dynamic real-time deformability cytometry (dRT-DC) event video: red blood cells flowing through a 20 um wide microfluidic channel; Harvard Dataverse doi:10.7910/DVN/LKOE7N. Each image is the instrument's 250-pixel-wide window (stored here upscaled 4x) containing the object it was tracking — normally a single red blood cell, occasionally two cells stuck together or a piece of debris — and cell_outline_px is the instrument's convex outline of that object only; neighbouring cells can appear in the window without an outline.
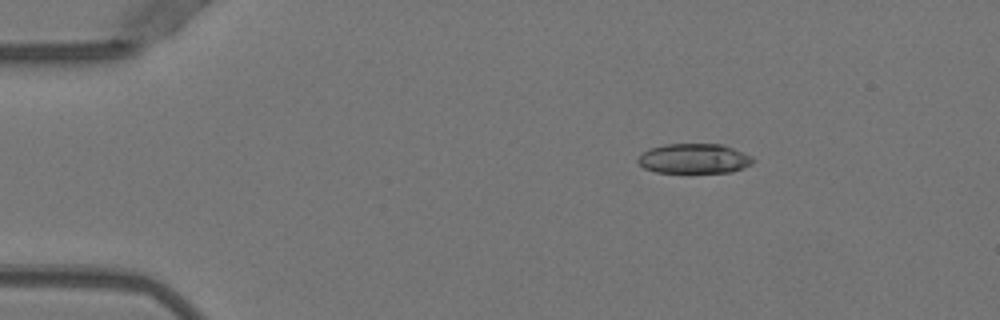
{"species": "Egyptian fruit bat (a non-hibernating species)", "species_latin": "Rousettus aegyptiacus", "temperature_condition": "warm", "stored_images_in_passage": 52, "camera_frame_rate_fps": 3000, "um_per_image_px": 0.085, "animal": {"sex": "female"}, "frame": {"image": 1, "passage_image": 9, "time_ms": 2.667, "image_size_px": [1000, 320], "cell_outline_px": [[756, 160], [752, 164], [744, 168], [732, 172], [656, 172], [644, 168], [636, 160], [648, 148], [664, 144], [720, 144], [732, 148], [752, 156]], "centroid_in_image_um": [59.01, 13.48], "position_along_channel_um": 26.0, "area_um2": 20.0}}
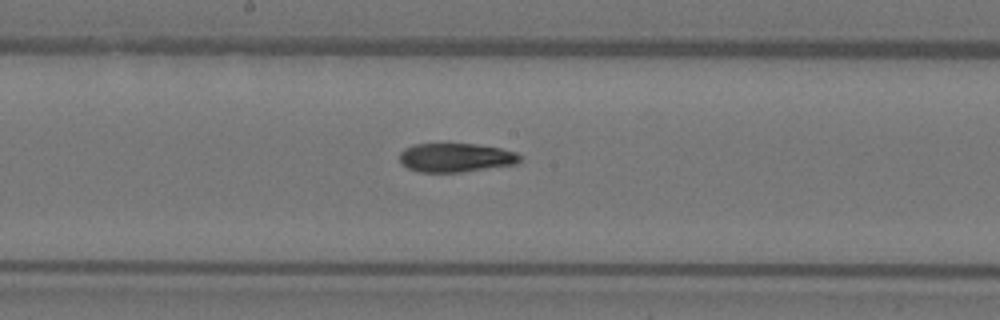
{"frame": {"image": 2, "passage_image": 28, "time_ms": 9.0, "image_size_px": [1000, 320], "cell_outline_px": [[524, 156], [516, 164], [460, 172], [420, 172], [408, 168], [400, 164], [400, 152], [404, 148], [412, 144], [476, 144], [500, 148], [516, 152]], "centroid_in_image_um": [38.73, 13.39], "position_along_channel_um": 209.5, "area_um2": 20.35}}
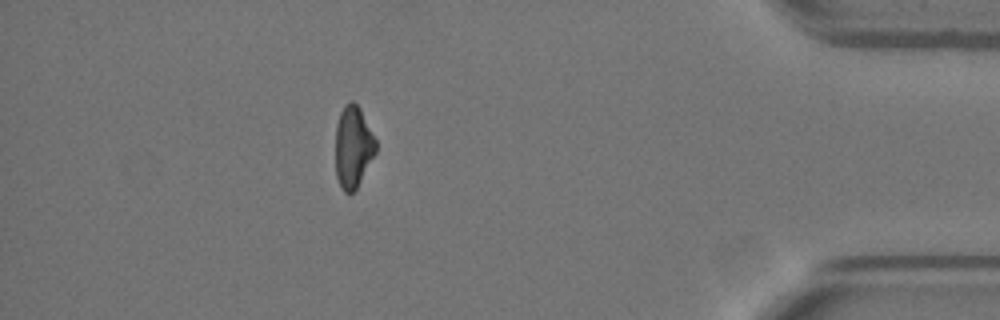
{"frame": {"image": 3, "passage_image": 46, "time_ms": 15.0, "image_size_px": [1000, 320], "cell_outline_px": [[376, 152], [356, 188], [352, 192], [344, 192], [340, 188], [336, 176], [336, 124], [340, 112], [344, 104], [352, 100], [360, 108], [376, 140]], "centroid_in_image_um": [30.0, 12.47], "position_along_channel_um": 405.2, "area_um2": 19.13}, "authors_computed_cell_mechanics": {"area_um2": 20.7791, "velocity_mm_per_s": 4.0036, "shape_relaxation_time_tau1_ms": 5.2703, "shape_relaxation_time_tau2_ms": 4.5258, "deformation_change_tau1": 0.1962, "deformation_change_tau2": 0.1236}}